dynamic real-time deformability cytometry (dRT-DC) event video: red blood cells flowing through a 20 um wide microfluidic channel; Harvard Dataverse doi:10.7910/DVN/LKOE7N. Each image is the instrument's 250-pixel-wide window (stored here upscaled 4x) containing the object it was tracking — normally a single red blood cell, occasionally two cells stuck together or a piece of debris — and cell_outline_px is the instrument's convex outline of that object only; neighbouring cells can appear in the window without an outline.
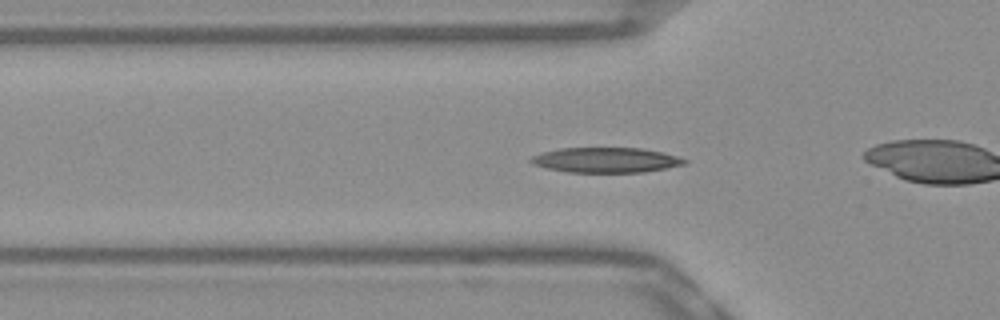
{"species": "Egyptian fruit bat (a non-hibernating species)", "species_latin": "Rousettus aegyptiacus", "temperature_condition": "warm", "stored_images_in_passage": 53, "camera_frame_rate_fps": 3000, "um_per_image_px": 0.085, "frame": {"image": 1, "passage_image": 17, "time_ms": 5.333, "image_size_px": [1000, 320], "cell_outline_px": [[688, 160], [684, 164], [644, 172], [568, 172], [548, 168], [532, 164], [528, 160], [532, 156], [544, 152], [560, 148], [640, 148], [660, 152], [676, 156]], "centroid_in_image_um": [51.46, 13.6], "position_along_channel_um": 74.3, "area_um2": 22.14}}
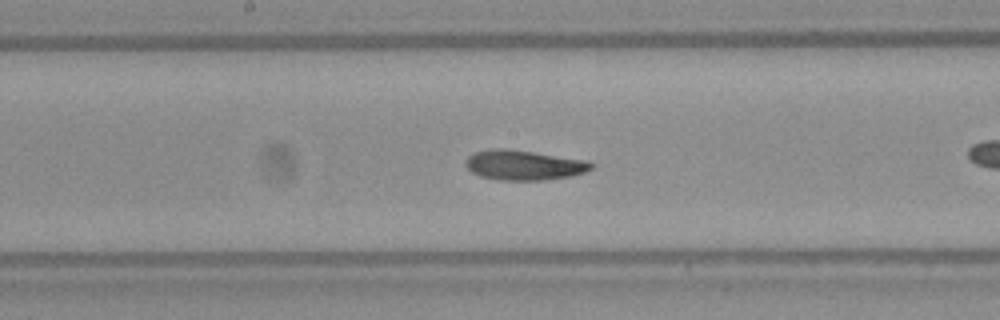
{"frame": {"image": 2, "passage_image": 27, "time_ms": 8.667, "image_size_px": [1000, 320], "cell_outline_px": [[596, 164], [592, 168], [584, 172], [572, 176], [544, 180], [500, 180], [480, 176], [472, 172], [464, 164], [468, 156], [476, 152], [496, 148], [504, 148], [588, 160]], "centroid_in_image_um": [44.56, 14.04], "position_along_channel_um": 203.6, "area_um2": 21.85}}
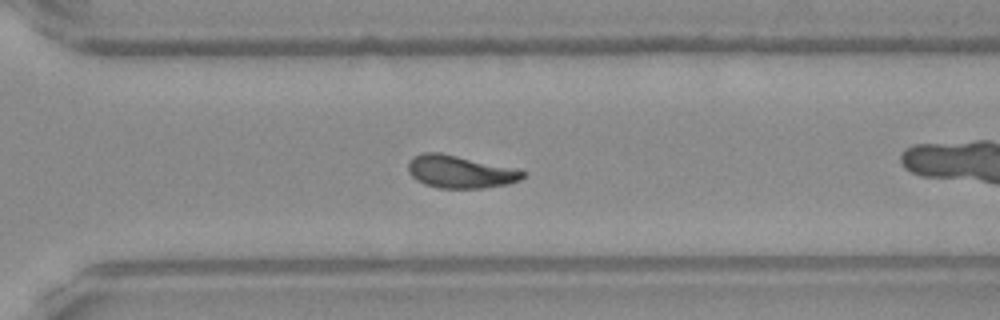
{"frame": {"image": 3, "passage_image": 37, "time_ms": 12.0, "image_size_px": [1000, 320], "cell_outline_px": [[528, 172], [520, 180], [508, 184], [484, 188], [436, 188], [424, 184], [416, 180], [408, 172], [408, 160], [412, 156], [424, 152], [440, 152]], "centroid_in_image_um": [39.05, 14.6], "position_along_channel_um": 331.6, "area_um2": 21.73}, "authors_computed_cell_mechanics": {"area_um2": 21.3282, "velocity_mm_per_s": 3.849, "shape_relaxation_time_tau1_ms": 4.2229, "shape_relaxation_time_tau2_ms": 3.4319, "deformation_change_tau1": 0.1592, "deformation_change_tau2": 0.1078}}